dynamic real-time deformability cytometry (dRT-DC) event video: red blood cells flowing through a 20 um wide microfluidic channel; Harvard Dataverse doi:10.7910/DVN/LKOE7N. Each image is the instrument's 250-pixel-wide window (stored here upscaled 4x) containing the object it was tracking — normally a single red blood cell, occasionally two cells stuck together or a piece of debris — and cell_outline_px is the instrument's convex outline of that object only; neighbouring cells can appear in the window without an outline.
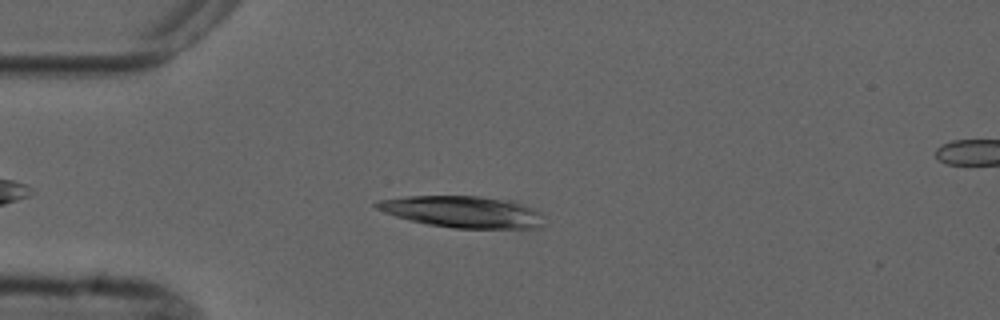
{"species": "common noctule bat (a hibernating species)", "species_latin": "Nyctalus noctula", "temperature_condition": "cold", "stored_images_in_passage": 3, "camera_frame_rate_fps": 3000, "um_per_image_px": 0.085, "animal": {"sex": "male", "forearm_length_mm": 52.5}, "frame": {"image": 1, "passage_image": 2, "time_ms": 1.333, "image_size_px": [1000, 320], "cell_outline_px": [[548, 224], [540, 228], [456, 228], [428, 224], [408, 220], [384, 212], [376, 208], [372, 204], [380, 200], [408, 196], [480, 196], [516, 200], [536, 208], [540, 212]], "centroid_in_image_um": [39.45, 18.0], "position_along_channel_um": 45.6, "area_um2": 31.44}}